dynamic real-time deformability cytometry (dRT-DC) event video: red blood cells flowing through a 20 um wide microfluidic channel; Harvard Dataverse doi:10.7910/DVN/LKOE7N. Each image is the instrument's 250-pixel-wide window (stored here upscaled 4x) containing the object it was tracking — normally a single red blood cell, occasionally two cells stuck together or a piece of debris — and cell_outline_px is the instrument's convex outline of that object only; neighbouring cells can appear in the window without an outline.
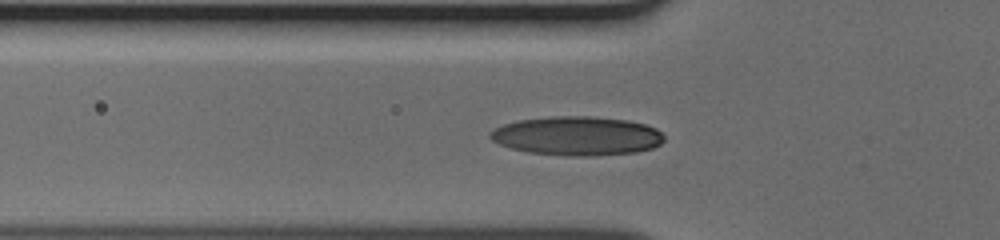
{"species": "human", "species_latin": "Homo sapiens", "temperature_condition": "cold", "stored_images_in_passage": 38, "camera_frame_rate_fps": 3000, "um_per_image_px": 0.085, "donor": {"sex": "male"}, "frame": {"image": 1, "passage_image": 9, "time_ms": 2.667, "image_size_px": [1000, 240], "cell_outline_px": [[664, 140], [660, 144], [652, 148], [636, 152], [596, 156], [572, 156], [528, 152], [512, 148], [500, 144], [492, 140], [488, 136], [488, 132], [504, 124], [520, 120], [552, 116], [592, 116], [628, 120], [644, 124], [656, 128], [664, 136]], "centroid_in_image_um": [49.06, 11.55], "position_along_channel_um": 76.7, "area_um2": 39.54}}
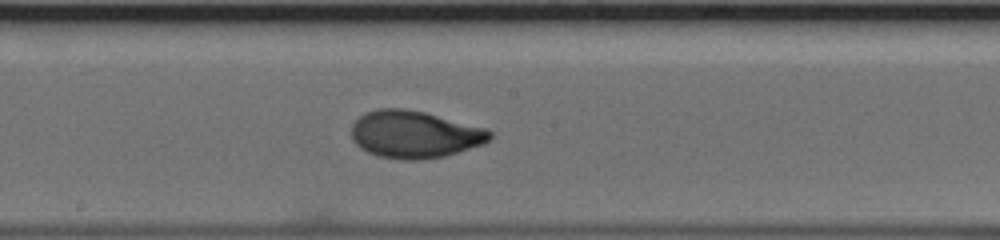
{"frame": {"image": 2, "passage_image": 19, "time_ms": 6.0, "image_size_px": [1000, 240], "cell_outline_px": [[492, 136], [484, 144], [444, 156], [420, 160], [404, 160], [380, 156], [368, 152], [360, 148], [352, 140], [352, 124], [364, 112], [376, 108], [404, 108], [424, 112], [488, 128], [492, 132]], "centroid_in_image_um": [35.23, 11.41], "position_along_channel_um": 213.0, "area_um2": 38.32}}
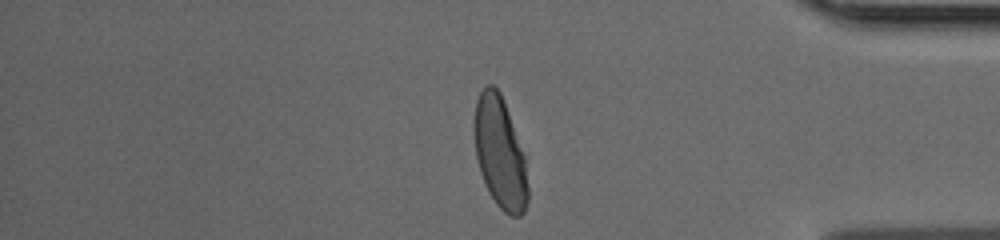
{"frame": {"image": 3, "passage_image": 34, "time_ms": 11.0, "image_size_px": [1000, 240], "cell_outline_px": [[528, 200], [524, 212], [520, 216], [512, 216], [504, 212], [496, 204], [488, 192], [480, 172], [476, 156], [472, 128], [472, 124], [476, 100], [480, 92], [488, 84], [492, 84], [500, 92], [524, 156], [528, 188]], "centroid_in_image_um": [42.46, 13.0], "position_along_channel_um": 392.7, "area_um2": 34.74}}